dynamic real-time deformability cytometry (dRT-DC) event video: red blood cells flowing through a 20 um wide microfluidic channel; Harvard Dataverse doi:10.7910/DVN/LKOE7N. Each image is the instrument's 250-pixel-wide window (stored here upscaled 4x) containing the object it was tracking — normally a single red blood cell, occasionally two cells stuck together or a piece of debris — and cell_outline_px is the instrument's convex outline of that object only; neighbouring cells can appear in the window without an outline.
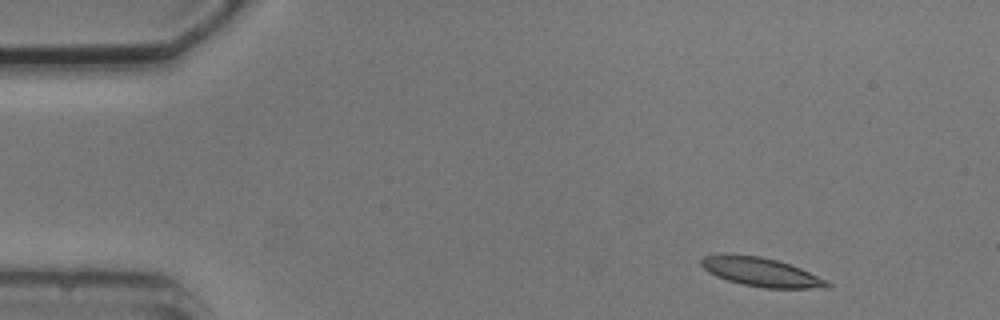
{"species": "common noctule bat (a hibernating species)", "species_latin": "Nyctalus noctula", "temperature_condition": "cold", "stored_images_in_passage": 7, "camera_frame_rate_fps": 3000, "um_per_image_px": 0.085, "animal": {"sex": "male", "body_mass_g": 20.5, "forearm_length_mm": 52.5}, "frame": {"image": 1, "passage_image": 1, "time_ms": 0.0, "image_size_px": [1000, 320], "cell_outline_px": [[832, 284], [828, 288], [764, 288], [744, 284], [728, 280], [716, 276], [708, 272], [700, 264], [700, 260], [704, 256], [732, 252], [760, 256], [776, 260], [800, 268]], "centroid_in_image_um": [64.62, 23.1], "position_along_channel_um": 20.4, "area_um2": 21.15}}
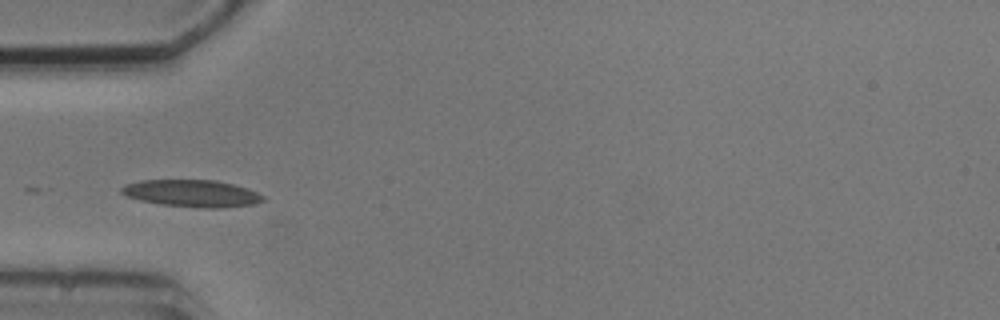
{"frame": {"image": 2, "passage_image": 4, "time_ms": 3.667, "image_size_px": [1000, 320], "cell_outline_px": [[264, 200], [252, 204], [224, 208], [200, 208], [160, 204], [140, 200], [128, 196], [120, 192], [120, 188], [128, 184], [140, 180], [216, 180], [248, 188], [264, 196]], "centroid_in_image_um": [16.32, 16.44], "position_along_channel_um": 68.7, "area_um2": 22.25}}
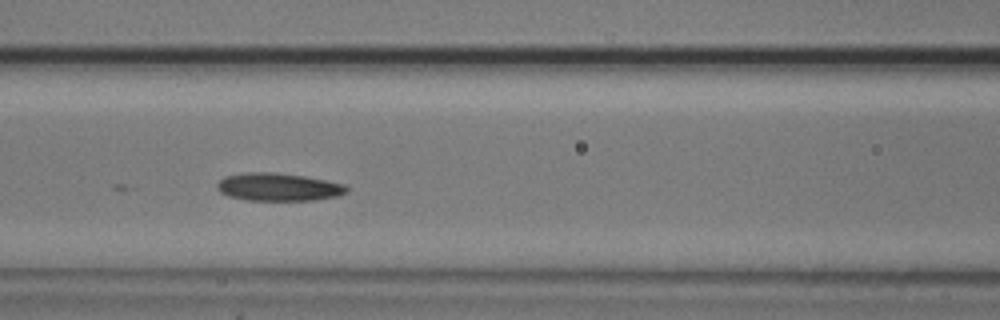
{"frame": {"image": 3, "passage_image": 6, "time_ms": 5.667, "image_size_px": [1000, 320], "cell_outline_px": [[348, 192], [336, 196], [312, 200], [248, 200], [228, 196], [220, 192], [216, 188], [216, 184], [224, 176], [244, 172], [276, 172], [304, 176], [344, 184], [348, 188]], "centroid_in_image_um": [23.62, 15.88], "position_along_channel_um": 143.0, "area_um2": 21.04}}